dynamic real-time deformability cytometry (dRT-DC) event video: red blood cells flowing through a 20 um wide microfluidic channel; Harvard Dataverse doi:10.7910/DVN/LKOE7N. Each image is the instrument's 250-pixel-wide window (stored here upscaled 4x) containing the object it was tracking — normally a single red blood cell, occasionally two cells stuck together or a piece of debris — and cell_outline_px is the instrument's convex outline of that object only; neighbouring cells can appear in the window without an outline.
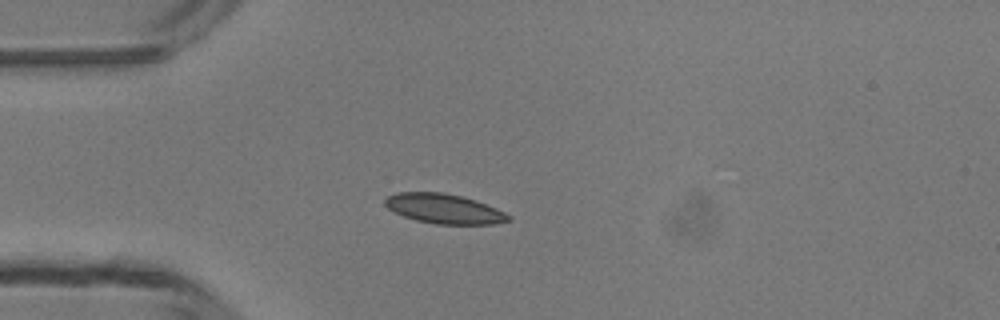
{"species": "common noctule bat (a hibernating species)", "species_latin": "Nyctalus noctula", "temperature_condition": "room temperature", "stored_images_in_passage": 3, "camera_frame_rate_fps": 3000, "um_per_image_px": 0.085, "animal": {"sex": "male", "body_mass_g": 13.3}, "frame": {"image": 1, "passage_image": 2, "time_ms": 2.333, "image_size_px": [1000, 320], "cell_outline_px": [[512, 220], [492, 224], [436, 224], [416, 220], [404, 216], [388, 208], [384, 204], [384, 200], [388, 196], [396, 192], [444, 192], [476, 200], [496, 208], [512, 216]], "centroid_in_image_um": [37.76, 17.74], "position_along_channel_um": 47.2, "area_um2": 21.33}}